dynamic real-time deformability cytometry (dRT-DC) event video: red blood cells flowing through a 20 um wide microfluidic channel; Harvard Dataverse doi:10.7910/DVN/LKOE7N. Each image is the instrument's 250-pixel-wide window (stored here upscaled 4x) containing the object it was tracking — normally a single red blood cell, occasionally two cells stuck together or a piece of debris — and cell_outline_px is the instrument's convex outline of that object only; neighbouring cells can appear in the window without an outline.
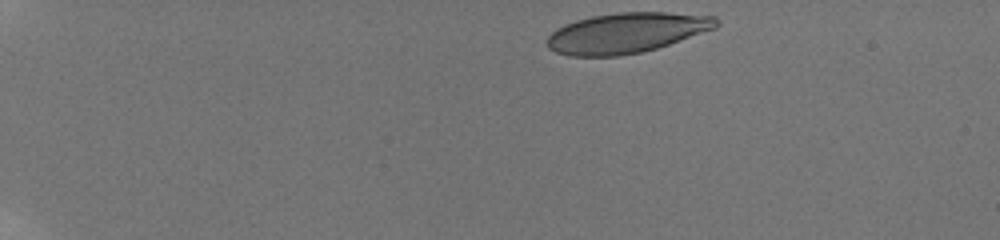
{"species": "human", "species_latin": "Homo sapiens", "temperature_condition": "room temperature", "stored_images_in_passage": 22, "camera_frame_rate_fps": 3000, "um_per_image_px": 0.085, "donor": {"sex": "male"}, "frame": {"image": 1, "passage_image": 1, "time_ms": 0.0, "image_size_px": [1000, 240], "cell_outline_px": [[720, 24], [716, 28], [656, 48], [640, 52], [616, 56], [568, 56], [556, 52], [548, 48], [544, 40], [556, 28], [564, 24], [576, 20], [592, 16], [620, 12], [664, 12], [716, 16], [720, 20]], "centroid_in_image_um": [53.23, 2.79], "position_along_channel_um": 31.8, "area_um2": 39.77}}
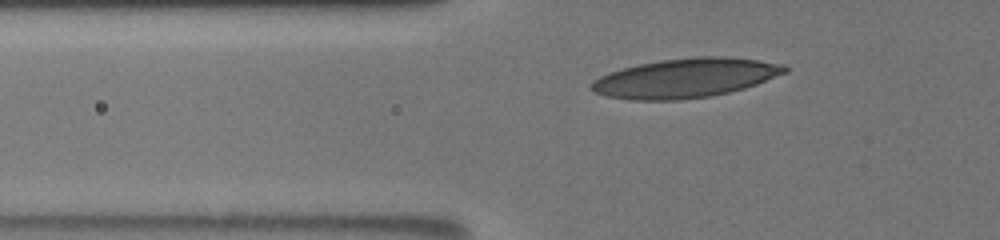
{"frame": {"image": 2, "passage_image": 11, "time_ms": 3.667, "image_size_px": [1000, 240], "cell_outline_px": [[788, 72], [756, 84], [744, 88], [728, 92], [708, 96], [680, 100], [632, 100], [608, 96], [596, 92], [588, 88], [588, 84], [592, 80], [608, 72], [640, 64], [660, 60], [700, 56], [724, 56], [760, 60], [784, 64], [788, 68]], "centroid_in_image_um": [58.26, 6.63], "position_along_channel_um": 67.5, "area_um2": 44.27}}
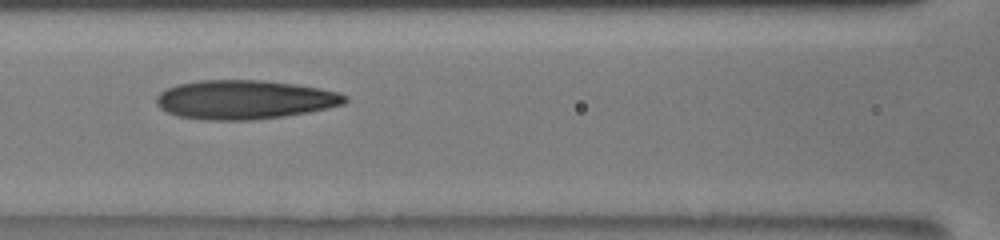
{"frame": {"image": 3, "passage_image": 17, "time_ms": 6.0, "image_size_px": [1000, 240], "cell_outline_px": [[348, 100], [344, 104], [328, 108], [308, 112], [284, 116], [252, 120], [204, 120], [180, 116], [168, 112], [160, 108], [156, 104], [156, 96], [160, 92], [176, 84], [200, 80], [264, 80], [320, 88], [340, 92], [348, 96]], "centroid_in_image_um": [20.8, 8.47], "position_along_channel_um": 145.8, "area_um2": 43.0}}